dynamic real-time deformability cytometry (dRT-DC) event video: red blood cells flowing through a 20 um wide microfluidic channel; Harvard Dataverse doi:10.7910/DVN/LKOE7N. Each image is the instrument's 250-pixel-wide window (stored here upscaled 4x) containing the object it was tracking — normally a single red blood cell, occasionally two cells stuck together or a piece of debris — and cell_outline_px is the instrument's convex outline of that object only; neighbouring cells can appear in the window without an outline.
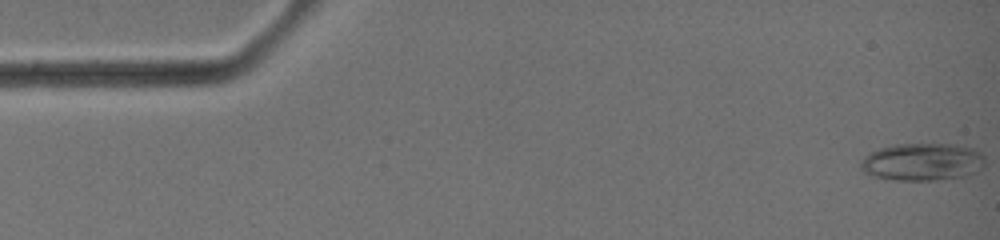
{"species": "common noctule bat (a hibernating species)", "species_latin": "Nyctalus noctula", "temperature_condition": "warm", "stored_images_in_passage": 37, "camera_frame_rate_fps": 3000, "um_per_image_px": 0.085, "animal": {"sex": "female", "body_mass_g": 19.0, "forearm_length_mm": 51.5}, "frame": {"image": 1, "passage_image": 1, "time_ms": 0.0, "image_size_px": [1000, 240], "cell_outline_px": [[984, 164], [980, 168], [964, 176], [936, 180], [896, 180], [872, 176], [864, 172], [860, 168], [860, 160], [868, 152], [880, 148], [896, 144], [952, 144], [972, 148], [980, 152], [984, 156]], "centroid_in_image_um": [78.34, 13.75], "position_along_channel_um": 6.7, "area_um2": 27.17}}
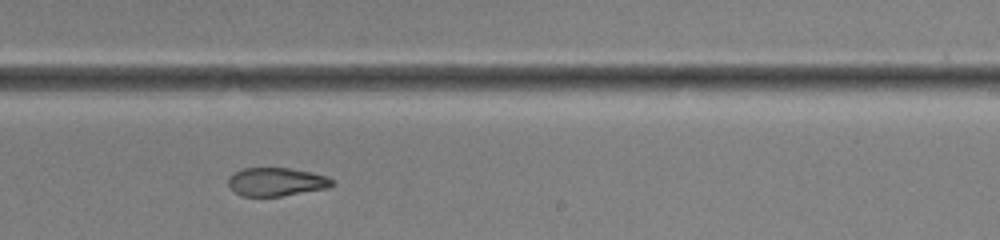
{"frame": {"image": 2, "passage_image": 26, "time_ms": 8.333, "image_size_px": [1000, 240], "cell_outline_px": [[336, 184], [332, 188], [280, 196], [240, 196], [228, 184], [228, 176], [244, 168], [292, 168], [312, 172], [328, 176]], "centroid_in_image_um": [23.56, 15.46], "position_along_channel_um": 265.4, "area_um2": 17.4}}
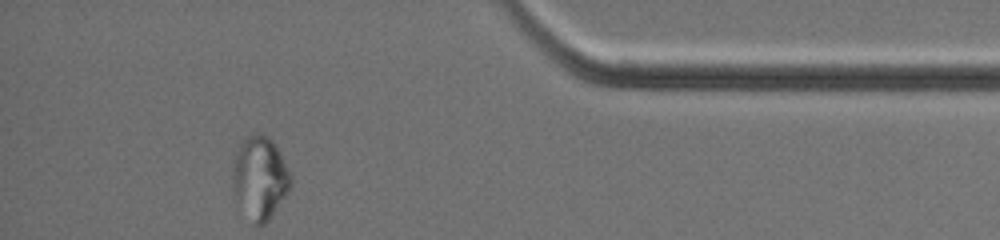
{"frame": {"image": 3, "passage_image": 37, "time_ms": 12.0, "image_size_px": [1000, 240], "cell_outline_px": [[292, 184], [288, 192], [268, 220], [264, 224], [256, 224], [232, 188], [232, 172], [236, 152], [240, 144], [248, 136], [256, 132], [260, 132], [268, 136], [276, 144], [292, 176]], "centroid_in_image_um": [22.13, 15.01], "position_along_channel_um": 413.1, "area_um2": 27.34}, "authors_computed_cell_mechanics": {"area_um2": 20.6346, "velocity_mm_per_s": 4.6889, "shape_relaxation_time_tau1_ms": null, "shape_relaxation_time_tau2_ms": 0.9797, "deformation_change_tau1": null, "deformation_change_tau2": 0.0547}}